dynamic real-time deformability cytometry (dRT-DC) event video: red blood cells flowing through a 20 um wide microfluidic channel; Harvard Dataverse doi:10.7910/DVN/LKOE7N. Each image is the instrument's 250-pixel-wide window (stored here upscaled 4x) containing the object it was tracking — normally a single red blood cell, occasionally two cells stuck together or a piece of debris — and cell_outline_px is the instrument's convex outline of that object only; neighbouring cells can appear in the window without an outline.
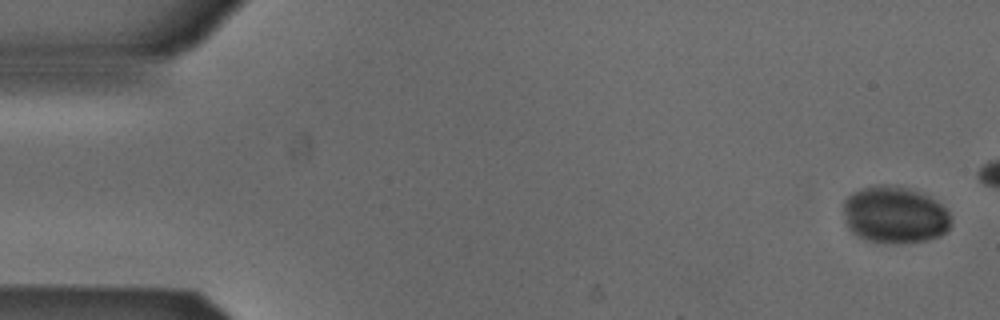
{"species": "Egyptian fruit bat (a non-hibernating species)", "species_latin": "Rousettus aegyptiacus", "temperature_condition": "cold", "stored_images_in_passage": 4, "camera_frame_rate_fps": 3000, "um_per_image_px": 0.085, "animal": {"sex": "male"}, "frame": {"image": 1, "passage_image": 1, "time_ms": 0.0, "image_size_px": [1000, 320], "cell_outline_px": [[952, 224], [940, 236], [928, 240], [900, 244], [884, 244], [864, 240], [856, 236], [848, 228], [844, 212], [844, 200], [852, 192], [876, 184], [884, 184], [908, 188], [928, 196], [936, 200], [948, 212], [952, 220]], "centroid_in_image_um": [76.04, 18.29], "position_along_channel_um": 9.0, "area_um2": 36.13}}